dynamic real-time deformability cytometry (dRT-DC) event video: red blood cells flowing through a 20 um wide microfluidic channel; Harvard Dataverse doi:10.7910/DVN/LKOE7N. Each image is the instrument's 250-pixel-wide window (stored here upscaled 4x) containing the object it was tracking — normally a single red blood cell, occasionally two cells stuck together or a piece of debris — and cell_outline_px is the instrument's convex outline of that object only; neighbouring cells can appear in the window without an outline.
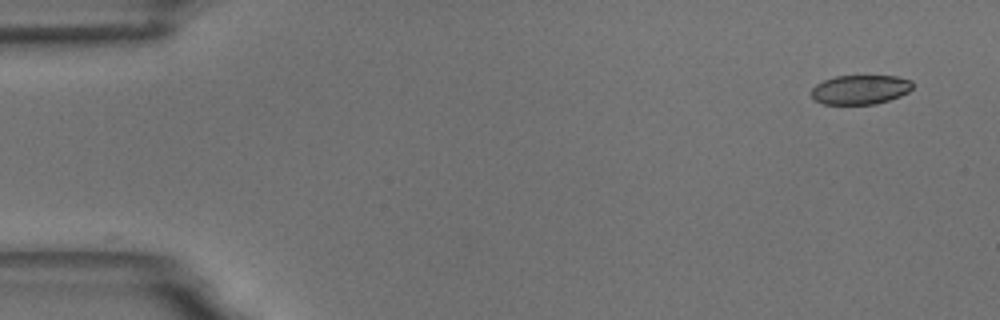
{"species": "common noctule bat (a hibernating species)", "species_latin": "Nyctalus noctula", "temperature_condition": "room temperature", "stored_images_in_passage": 32, "camera_frame_rate_fps": 3000, "um_per_image_px": 0.085, "animal": {"sex": "male", "body_mass_g": 18.8}, "frame": {"image": 1, "passage_image": 1, "time_ms": 0.0, "image_size_px": [1000, 320], "cell_outline_px": [[912, 88], [908, 92], [900, 96], [876, 104], [824, 104], [816, 100], [812, 96], [812, 88], [816, 84], [824, 80], [836, 76], [896, 76], [912, 80]], "centroid_in_image_um": [73.14, 7.61], "position_along_channel_um": 11.9, "area_um2": 17.22}}
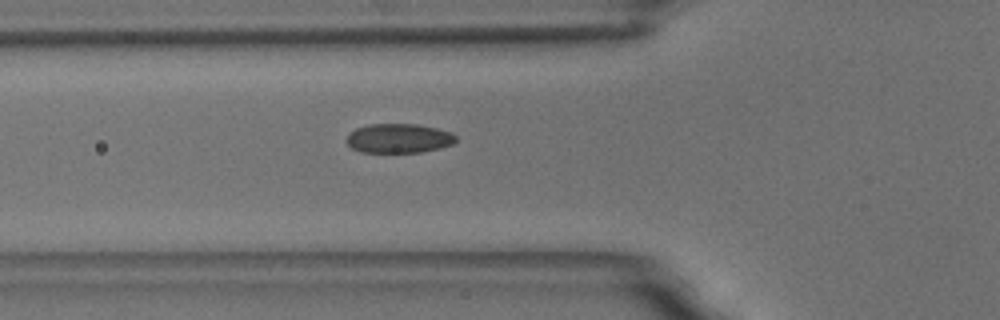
{"frame": {"image": 2, "passage_image": 18, "time_ms": 5.667, "image_size_px": [1000, 320], "cell_outline_px": [[456, 140], [452, 144], [440, 148], [420, 152], [360, 152], [352, 148], [344, 140], [348, 132], [356, 128], [368, 124], [416, 124], [436, 128], [452, 132], [456, 136]], "centroid_in_image_um": [33.85, 11.75], "position_along_channel_um": 91.9, "area_um2": 18.84}}
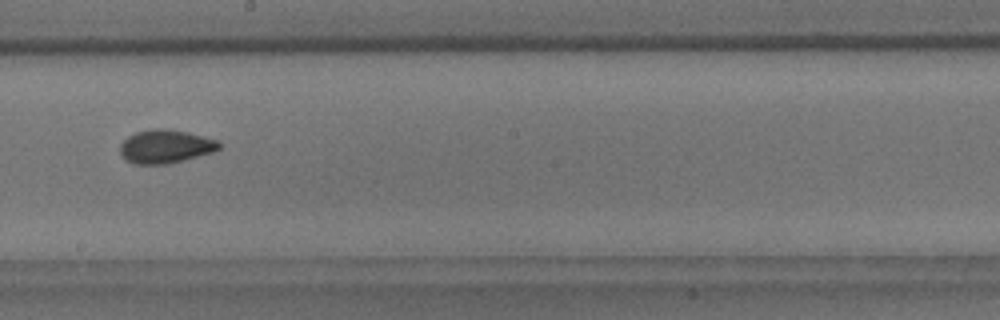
{"frame": {"image": 3, "passage_image": 30, "time_ms": 9.667, "image_size_px": [1000, 320], "cell_outline_px": [[220, 148], [216, 152], [168, 164], [132, 164], [124, 160], [120, 152], [120, 144], [128, 136], [136, 132], [152, 128], [168, 128], [188, 132], [220, 140]], "centroid_in_image_um": [14.09, 12.45], "position_along_channel_um": 234.1, "area_um2": 19.77}}